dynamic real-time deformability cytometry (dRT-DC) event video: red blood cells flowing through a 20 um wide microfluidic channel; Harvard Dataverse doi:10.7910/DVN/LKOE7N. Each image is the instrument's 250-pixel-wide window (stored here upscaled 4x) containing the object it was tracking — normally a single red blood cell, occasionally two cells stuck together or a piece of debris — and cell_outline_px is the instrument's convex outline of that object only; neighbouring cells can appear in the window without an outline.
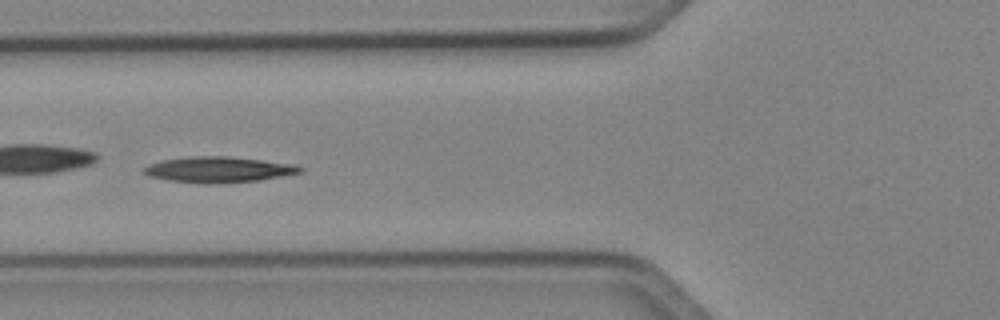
{"species": "Egyptian fruit bat (a non-hibernating species)", "species_latin": "Rousettus aegyptiacus", "temperature_condition": "cold", "stored_images_in_passage": 36, "camera_frame_rate_fps": 3000, "um_per_image_px": 0.085, "animal": {"sex": "female"}, "frame": {"image": 1, "passage_image": 6, "time_ms": 1.667, "image_size_px": [1000, 320], "cell_outline_px": [[304, 168], [300, 172], [260, 180], [168, 180], [148, 176], [144, 172], [144, 168], [148, 164], [160, 160], [188, 156], [228, 156], [264, 160], [296, 164]], "centroid_in_image_um": [18.58, 14.34], "position_along_channel_um": 107.2, "area_um2": 22.14}}